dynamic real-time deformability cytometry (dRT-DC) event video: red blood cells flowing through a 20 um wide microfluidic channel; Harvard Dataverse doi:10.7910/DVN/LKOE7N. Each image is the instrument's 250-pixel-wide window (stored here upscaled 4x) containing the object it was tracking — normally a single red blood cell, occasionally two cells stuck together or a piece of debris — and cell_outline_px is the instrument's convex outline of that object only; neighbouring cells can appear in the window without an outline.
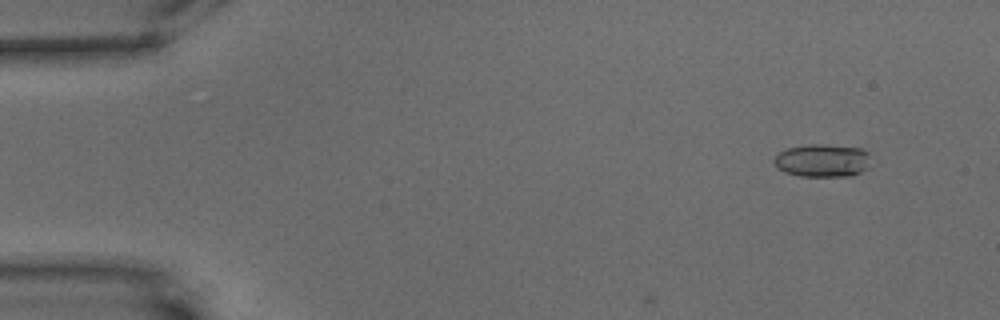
{"species": "common noctule bat (a hibernating species)", "species_latin": "Nyctalus noctula", "temperature_condition": "warm", "stored_images_in_passage": 11, "camera_frame_rate_fps": 3000, "um_per_image_px": 0.085, "animal": {"sex": "male", "body_mass_g": 15.6}, "frame": {"image": 1, "passage_image": 6, "time_ms": 1.667, "image_size_px": [1000, 320], "cell_outline_px": [[868, 168], [852, 176], [800, 176], [784, 172], [776, 168], [772, 160], [780, 152], [788, 148], [812, 144], [824, 144], [860, 148], [868, 152]], "centroid_in_image_um": [69.88, 13.65], "position_along_channel_um": 15.1, "area_um2": 18.55}}